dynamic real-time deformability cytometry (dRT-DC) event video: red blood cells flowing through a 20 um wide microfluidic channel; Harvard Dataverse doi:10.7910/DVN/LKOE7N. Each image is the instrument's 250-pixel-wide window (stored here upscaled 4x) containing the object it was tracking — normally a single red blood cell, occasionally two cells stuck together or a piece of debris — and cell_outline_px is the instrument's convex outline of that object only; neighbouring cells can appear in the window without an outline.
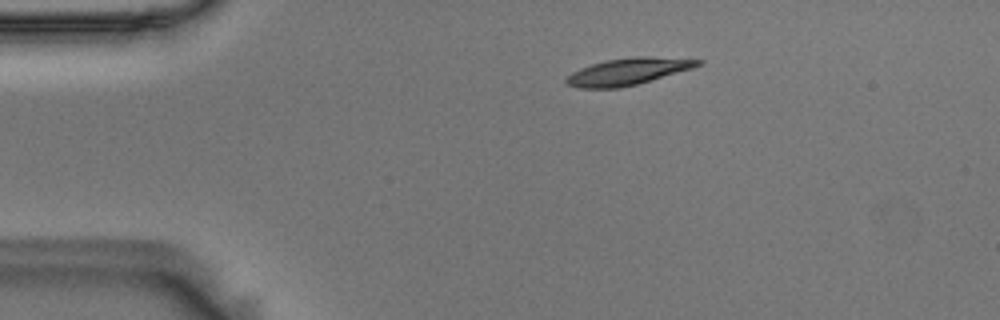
{"species": "Egyptian fruit bat (a non-hibernating species)", "species_latin": "Rousettus aegyptiacus", "temperature_condition": "room temperature", "stored_images_in_passage": 46, "camera_frame_rate_fps": 3000, "um_per_image_px": 0.085, "animal": {"sex": "male"}, "frame": {"image": 1, "passage_image": 1, "time_ms": 0.0, "image_size_px": [1000, 320], "cell_outline_px": [[704, 60], [700, 64], [692, 68], [636, 84], [620, 88], [580, 88], [568, 84], [564, 80], [572, 72], [580, 68], [592, 64], [608, 60], [632, 56], [648, 56]], "centroid_in_image_um": [53.35, 6.07], "position_along_channel_um": 31.6, "area_um2": 20.23}}
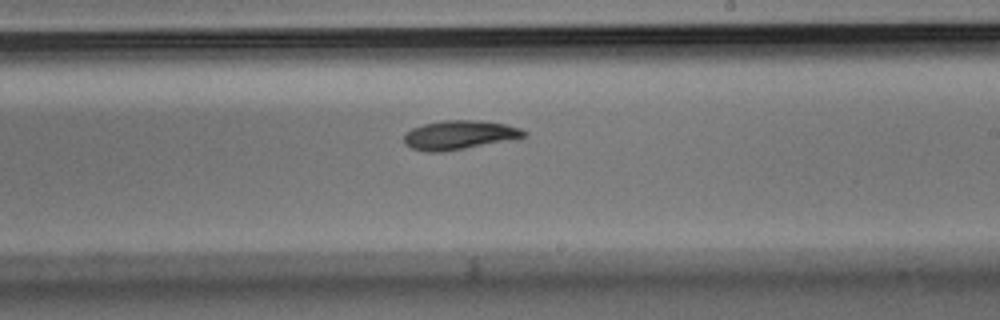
{"frame": {"image": 2, "passage_image": 23, "time_ms": 7.333, "image_size_px": [1000, 320], "cell_outline_px": [[528, 136], [444, 152], [424, 152], [412, 148], [404, 144], [404, 132], [412, 128], [424, 124], [444, 120], [480, 120], [504, 124], [520, 128], [528, 132]], "centroid_in_image_um": [39.01, 11.47], "position_along_channel_um": 250.0, "area_um2": 20.29}}
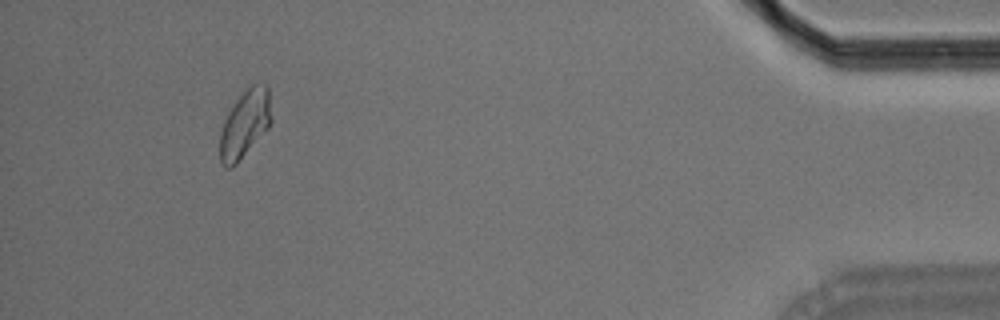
{"frame": {"image": 3, "passage_image": 42, "time_ms": 13.667, "image_size_px": [1000, 320], "cell_outline_px": [[272, 120], [268, 128], [236, 164], [232, 168], [228, 168], [220, 160], [220, 132], [224, 120], [228, 112], [236, 100], [252, 84], [268, 84], [272, 116]], "centroid_in_image_um": [20.83, 10.52], "position_along_channel_um": 414.4, "area_um2": 20.11}, "authors_computed_cell_mechanics": {"area_um2": 20.1144, "velocity_mm_per_s": 3.6173, "shape_relaxation_time_tau1_ms": 6.7036, "shape_relaxation_time_tau2_ms": 3.9388, "deformation_change_tau1": 0.1301, "deformation_change_tau2": 0.0765}}